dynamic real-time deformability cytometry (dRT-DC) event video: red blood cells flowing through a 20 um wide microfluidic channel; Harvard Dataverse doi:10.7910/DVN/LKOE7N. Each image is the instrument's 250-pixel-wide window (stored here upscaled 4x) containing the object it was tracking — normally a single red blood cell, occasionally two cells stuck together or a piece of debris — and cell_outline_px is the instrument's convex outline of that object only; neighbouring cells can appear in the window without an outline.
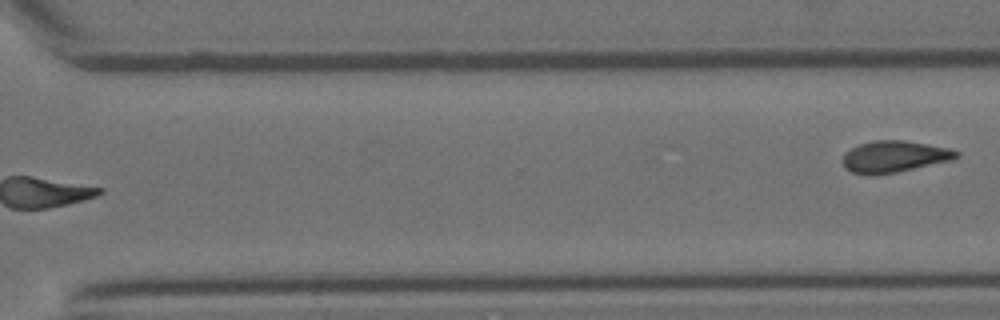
{"species": "Egyptian fruit bat (a non-hibernating species)", "species_latin": "Rousettus aegyptiacus", "temperature_condition": "room temperature", "stored_images_in_passage": 21, "segment_of_instrument_passage": [2, 2], "camera_frame_rate_fps": 3000, "um_per_image_px": 0.085, "animal": {"sex": "female"}, "frame": {"image": 1, "passage_image": 21, "time_ms": 6.667, "image_size_px": [1000, 320], "cell_outline_px": [[960, 156], [952, 160], [896, 172], [872, 176], [852, 172], [844, 168], [840, 160], [844, 152], [860, 144], [872, 140], [904, 140], [928, 144], [948, 148], [960, 152]], "centroid_in_image_um": [75.97, 13.31], "position_along_channel_um": 294.6, "area_um2": 21.15}}